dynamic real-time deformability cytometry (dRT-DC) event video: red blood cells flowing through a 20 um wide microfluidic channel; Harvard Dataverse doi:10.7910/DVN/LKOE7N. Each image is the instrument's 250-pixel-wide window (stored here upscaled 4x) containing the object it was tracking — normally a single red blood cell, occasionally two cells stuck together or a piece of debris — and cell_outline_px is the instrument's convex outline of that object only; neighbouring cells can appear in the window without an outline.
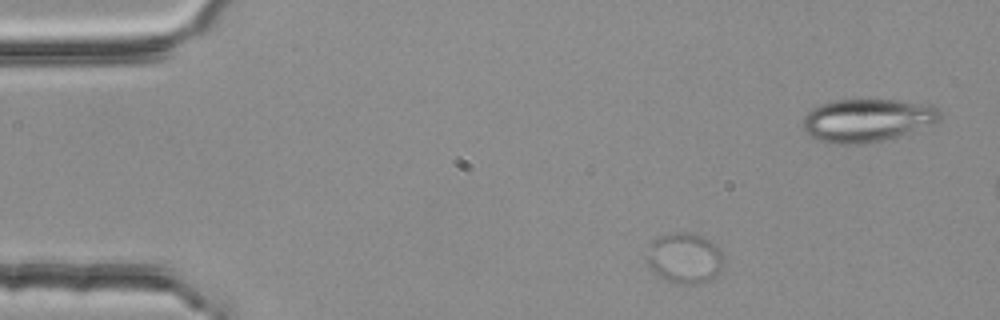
{"species": "common noctule bat (a hibernating species)", "species_latin": "Nyctalus noctula", "temperature_condition": "room temperature", "stored_images_in_passage": 3, "camera_frame_rate_fps": 3000, "um_per_image_px": 0.085, "animal": {"sex": "female", "body_mass_g": 25.1}, "frame": {"image": 1, "passage_image": 1, "time_ms": 0.0, "image_size_px": [1000, 320], "cell_outline_px": [[724, 256], [720, 268], [716, 276], [708, 280], [696, 284], [680, 284], [656, 276], [644, 260], [644, 256], [648, 244], [652, 240], [660, 236], [672, 232], [688, 232], [700, 236], [708, 240], [720, 248]], "centroid_in_image_um": [58.11, 21.93], "position_along_channel_um": 26.9, "area_um2": 23.0}}